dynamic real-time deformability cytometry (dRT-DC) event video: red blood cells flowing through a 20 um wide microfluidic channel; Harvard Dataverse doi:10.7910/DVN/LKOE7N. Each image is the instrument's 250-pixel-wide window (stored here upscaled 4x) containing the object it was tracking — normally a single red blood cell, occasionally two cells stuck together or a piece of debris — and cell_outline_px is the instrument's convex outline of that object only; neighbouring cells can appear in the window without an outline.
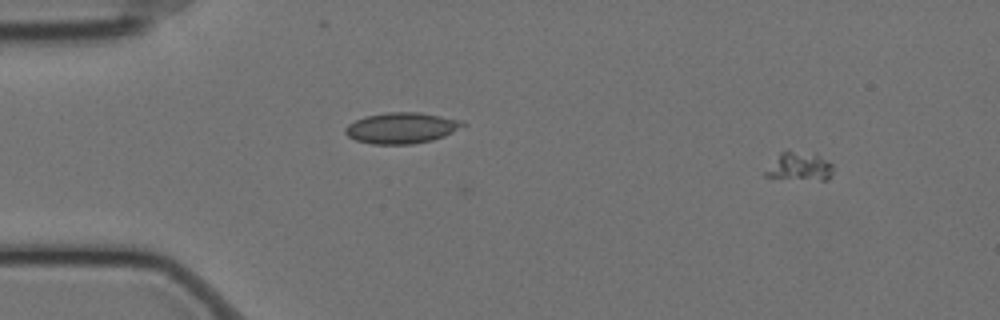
{"species": "Egyptian fruit bat (a non-hibernating species)", "species_latin": "Rousettus aegyptiacus", "temperature_condition": "cold", "stored_images_in_passage": 12, "camera_frame_rate_fps": 3000, "um_per_image_px": 0.085, "animal": {"sex": "female"}, "frame": {"image": 1, "passage_image": 12, "time_ms": 3.667, "image_size_px": [1000, 320], "cell_outline_px": [[832, 176], [828, 180], [820, 180], [764, 176], [764, 172], [780, 152], [788, 148], [820, 156], [832, 164]], "centroid_in_image_um": [67.96, 14.12], "position_along_channel_um": 17.0, "area_um2": 11.16}}